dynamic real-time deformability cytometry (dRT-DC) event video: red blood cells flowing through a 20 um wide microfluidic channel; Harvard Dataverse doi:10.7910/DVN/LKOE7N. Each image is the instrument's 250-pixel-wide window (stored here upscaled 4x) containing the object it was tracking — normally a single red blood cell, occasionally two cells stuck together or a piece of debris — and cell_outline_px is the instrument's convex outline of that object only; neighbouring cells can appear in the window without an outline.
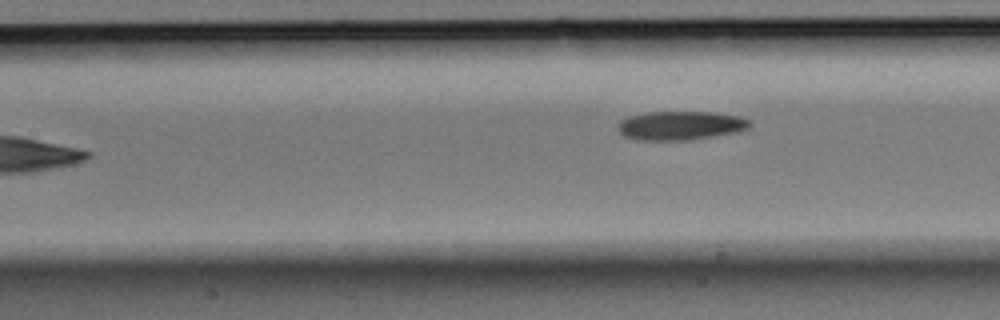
{"species": "Egyptian fruit bat (a non-hibernating species)", "species_latin": "Rousettus aegyptiacus", "temperature_condition": "room temperature", "stored_images_in_passage": 6, "camera_frame_rate_fps": 3000, "um_per_image_px": 0.085, "animal": {"sex": "male"}, "frame": {"image": 1, "passage_image": 6, "time_ms": 1.667, "image_size_px": [1000, 320], "cell_outline_px": [[752, 124], [748, 128], [740, 132], [688, 140], [636, 140], [624, 136], [616, 128], [616, 124], [620, 120], [628, 116], [644, 112], [716, 112], [740, 116], [748, 120]], "centroid_in_image_um": [57.82, 10.67], "position_along_channel_um": 149.6, "area_um2": 22.54}}